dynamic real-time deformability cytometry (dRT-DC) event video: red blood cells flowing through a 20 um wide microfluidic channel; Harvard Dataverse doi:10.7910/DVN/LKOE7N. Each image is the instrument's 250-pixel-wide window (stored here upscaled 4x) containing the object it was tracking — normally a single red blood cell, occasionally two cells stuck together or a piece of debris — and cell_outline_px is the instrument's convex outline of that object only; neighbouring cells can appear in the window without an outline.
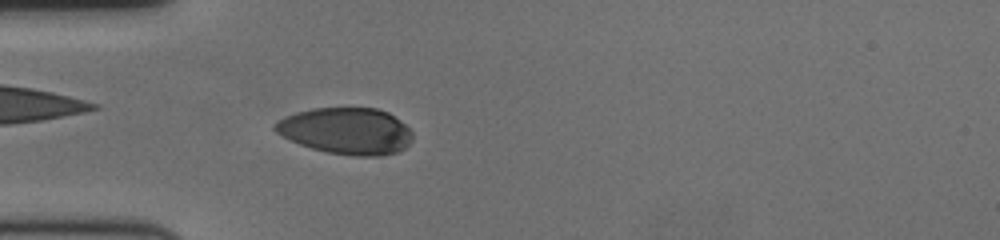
{"species": "human", "species_latin": "Homo sapiens", "temperature_condition": "cold", "stored_images_in_passage": 43, "camera_frame_rate_fps": 3000, "um_per_image_px": 0.085, "donor": {"sex": "female"}, "frame": {"image": 1, "passage_image": 1, "time_ms": 0.0, "image_size_px": [1000, 240], "cell_outline_px": [[412, 140], [404, 148], [396, 152], [380, 156], [352, 156], [328, 152], [312, 148], [300, 144], [276, 132], [272, 128], [272, 124], [284, 116], [296, 112], [312, 108], [376, 108], [388, 112], [404, 124], [412, 132]], "centroid_in_image_um": [29.42, 11.12], "position_along_channel_um": 55.6, "area_um2": 37.22}}
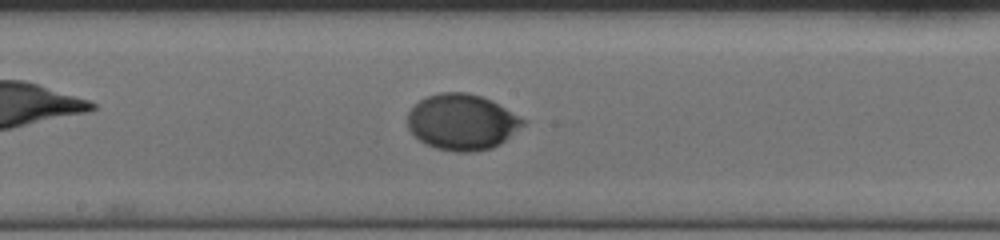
{"frame": {"image": 2, "passage_image": 15, "time_ms": 4.667, "image_size_px": [1000, 240], "cell_outline_px": [[528, 120], [524, 124], [500, 144], [492, 148], [472, 152], [456, 152], [436, 148], [420, 140], [408, 128], [408, 112], [420, 100], [428, 96], [440, 92], [468, 92], [492, 100]], "centroid_in_image_um": [39.3, 10.36], "position_along_channel_um": 208.9, "area_um2": 37.51}}
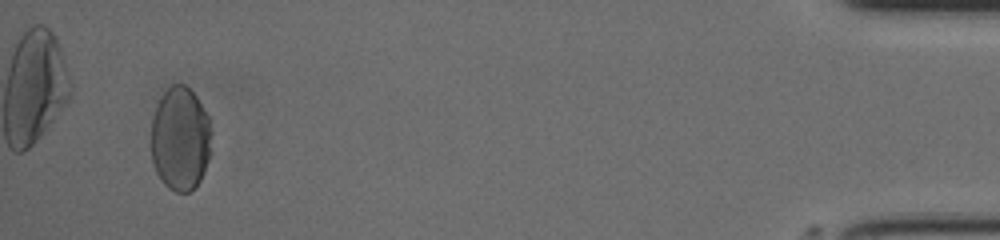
{"frame": {"image": 3, "passage_image": 40, "time_ms": 13.0, "image_size_px": [1000, 240], "cell_outline_px": [[208, 160], [200, 180], [188, 192], [176, 192], [168, 188], [164, 184], [156, 172], [152, 160], [152, 120], [160, 96], [172, 84], [184, 84], [196, 96], [208, 116]], "centroid_in_image_um": [15.28, 11.79], "position_along_channel_um": 419.9, "area_um2": 35.72}, "authors_computed_cell_mechanics": {"area_um2": 36.4718, "velocity_mm_per_s": 3.4649, "shape_relaxation_time_tau1_ms": 3.1286, "shape_relaxation_time_tau2_ms": null, "deformation_change_tau1": 0.1768, "deformation_change_tau2": null}}